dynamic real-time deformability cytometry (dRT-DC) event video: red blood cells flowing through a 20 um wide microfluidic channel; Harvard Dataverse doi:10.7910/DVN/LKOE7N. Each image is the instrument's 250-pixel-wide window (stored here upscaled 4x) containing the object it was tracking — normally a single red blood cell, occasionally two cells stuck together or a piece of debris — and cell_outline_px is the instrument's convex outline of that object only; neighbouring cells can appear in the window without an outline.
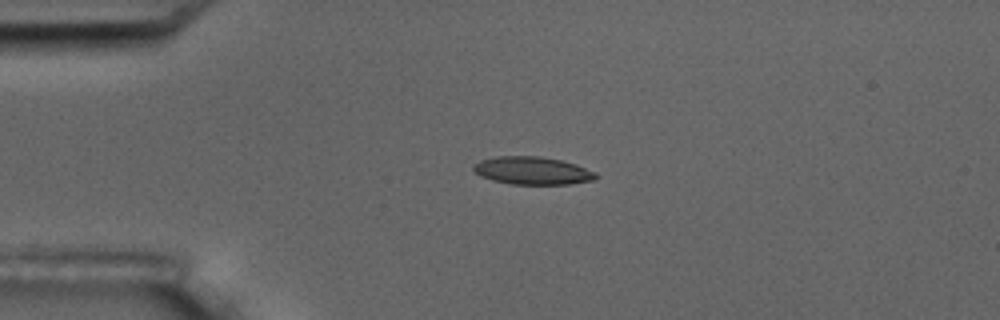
{"species": "common noctule bat (a hibernating species)", "species_latin": "Nyctalus noctula", "temperature_condition": "room temperature", "stored_images_in_passage": 3, "camera_frame_rate_fps": 3000, "um_per_image_px": 0.085, "animal": {"sex": "male", "body_mass_g": 17.5, "forearm_length_mm": 52.3}, "frame": {"image": 1, "passage_image": 2, "time_ms": 2.0, "image_size_px": [1000, 320], "cell_outline_px": [[596, 180], [568, 184], [512, 184], [492, 180], [480, 176], [472, 172], [472, 164], [480, 160], [496, 156], [540, 156], [560, 160], [576, 164], [596, 172]], "centroid_in_image_um": [45.21, 14.5], "position_along_channel_um": 39.8, "area_um2": 20.0}}